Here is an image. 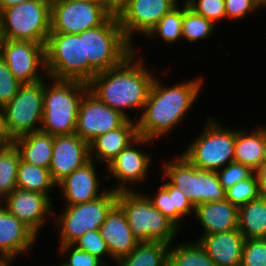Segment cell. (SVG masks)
I'll return each instance as SVG.
<instances>
[{
    "label": "cell",
    "instance_id": "1",
    "mask_svg": "<svg viewBox=\"0 0 266 266\" xmlns=\"http://www.w3.org/2000/svg\"><path fill=\"white\" fill-rule=\"evenodd\" d=\"M196 77L172 86L163 85L160 77L154 78L142 113L135 119L140 137L161 140L185 119L204 85V80Z\"/></svg>",
    "mask_w": 266,
    "mask_h": 266
},
{
    "label": "cell",
    "instance_id": "2",
    "mask_svg": "<svg viewBox=\"0 0 266 266\" xmlns=\"http://www.w3.org/2000/svg\"><path fill=\"white\" fill-rule=\"evenodd\" d=\"M137 54L134 48L121 64L97 73L88 83V90L99 100L132 120L126 111L139 109L142 112L156 77L143 64L141 56L136 59Z\"/></svg>",
    "mask_w": 266,
    "mask_h": 266
},
{
    "label": "cell",
    "instance_id": "3",
    "mask_svg": "<svg viewBox=\"0 0 266 266\" xmlns=\"http://www.w3.org/2000/svg\"><path fill=\"white\" fill-rule=\"evenodd\" d=\"M50 80L51 84L46 80ZM88 84L74 80L44 79L43 119L40 130L52 136L75 133L79 105Z\"/></svg>",
    "mask_w": 266,
    "mask_h": 266
},
{
    "label": "cell",
    "instance_id": "4",
    "mask_svg": "<svg viewBox=\"0 0 266 266\" xmlns=\"http://www.w3.org/2000/svg\"><path fill=\"white\" fill-rule=\"evenodd\" d=\"M80 37L84 60L89 62V82L97 73L121 64L135 48L126 39L116 14L102 25L83 31Z\"/></svg>",
    "mask_w": 266,
    "mask_h": 266
},
{
    "label": "cell",
    "instance_id": "5",
    "mask_svg": "<svg viewBox=\"0 0 266 266\" xmlns=\"http://www.w3.org/2000/svg\"><path fill=\"white\" fill-rule=\"evenodd\" d=\"M144 193L136 190L117 192V204L125 213L133 235L140 242L172 244L179 228L155 208Z\"/></svg>",
    "mask_w": 266,
    "mask_h": 266
},
{
    "label": "cell",
    "instance_id": "6",
    "mask_svg": "<svg viewBox=\"0 0 266 266\" xmlns=\"http://www.w3.org/2000/svg\"><path fill=\"white\" fill-rule=\"evenodd\" d=\"M51 31V0H30L0 12V39L46 45Z\"/></svg>",
    "mask_w": 266,
    "mask_h": 266
},
{
    "label": "cell",
    "instance_id": "7",
    "mask_svg": "<svg viewBox=\"0 0 266 266\" xmlns=\"http://www.w3.org/2000/svg\"><path fill=\"white\" fill-rule=\"evenodd\" d=\"M207 120L202 132L180 154L198 169L217 172L234 162L235 129L211 116Z\"/></svg>",
    "mask_w": 266,
    "mask_h": 266
},
{
    "label": "cell",
    "instance_id": "8",
    "mask_svg": "<svg viewBox=\"0 0 266 266\" xmlns=\"http://www.w3.org/2000/svg\"><path fill=\"white\" fill-rule=\"evenodd\" d=\"M173 158L165 160L162 179L169 180L183 191L194 207L202 203L225 200V190L216 171L198 169L182 154Z\"/></svg>",
    "mask_w": 266,
    "mask_h": 266
},
{
    "label": "cell",
    "instance_id": "9",
    "mask_svg": "<svg viewBox=\"0 0 266 266\" xmlns=\"http://www.w3.org/2000/svg\"><path fill=\"white\" fill-rule=\"evenodd\" d=\"M45 56L48 77L89 83V62L84 60L80 34L50 33Z\"/></svg>",
    "mask_w": 266,
    "mask_h": 266
},
{
    "label": "cell",
    "instance_id": "10",
    "mask_svg": "<svg viewBox=\"0 0 266 266\" xmlns=\"http://www.w3.org/2000/svg\"><path fill=\"white\" fill-rule=\"evenodd\" d=\"M116 203L117 192L109 188L104 195L93 201L65 206L62 214L54 218L60 235L58 245L72 244L88 231L99 230Z\"/></svg>",
    "mask_w": 266,
    "mask_h": 266
},
{
    "label": "cell",
    "instance_id": "11",
    "mask_svg": "<svg viewBox=\"0 0 266 266\" xmlns=\"http://www.w3.org/2000/svg\"><path fill=\"white\" fill-rule=\"evenodd\" d=\"M43 92L44 80L22 84L13 99L3 107L6 127L12 141L40 131Z\"/></svg>",
    "mask_w": 266,
    "mask_h": 266
},
{
    "label": "cell",
    "instance_id": "12",
    "mask_svg": "<svg viewBox=\"0 0 266 266\" xmlns=\"http://www.w3.org/2000/svg\"><path fill=\"white\" fill-rule=\"evenodd\" d=\"M112 14L99 1L51 0L50 33L80 34L102 25Z\"/></svg>",
    "mask_w": 266,
    "mask_h": 266
},
{
    "label": "cell",
    "instance_id": "13",
    "mask_svg": "<svg viewBox=\"0 0 266 266\" xmlns=\"http://www.w3.org/2000/svg\"><path fill=\"white\" fill-rule=\"evenodd\" d=\"M0 56L7 63L13 76L22 84L35 83L48 77L45 45L43 44L32 41L0 39ZM39 69L41 72L43 70L44 74H41Z\"/></svg>",
    "mask_w": 266,
    "mask_h": 266
},
{
    "label": "cell",
    "instance_id": "14",
    "mask_svg": "<svg viewBox=\"0 0 266 266\" xmlns=\"http://www.w3.org/2000/svg\"><path fill=\"white\" fill-rule=\"evenodd\" d=\"M154 140L147 139L144 137H138L134 142H132L128 147L123 149L107 166L108 172L103 178V181L114 177L117 181V185L112 188L115 192L122 191H133L131 185L134 183L141 184V182L146 180L149 172L150 164L152 163L151 155L139 149L140 145H149ZM136 146V147H135ZM130 185V187H128Z\"/></svg>",
    "mask_w": 266,
    "mask_h": 266
},
{
    "label": "cell",
    "instance_id": "15",
    "mask_svg": "<svg viewBox=\"0 0 266 266\" xmlns=\"http://www.w3.org/2000/svg\"><path fill=\"white\" fill-rule=\"evenodd\" d=\"M128 118L87 90L82 96L75 134L90 143L97 136L121 127Z\"/></svg>",
    "mask_w": 266,
    "mask_h": 266
},
{
    "label": "cell",
    "instance_id": "16",
    "mask_svg": "<svg viewBox=\"0 0 266 266\" xmlns=\"http://www.w3.org/2000/svg\"><path fill=\"white\" fill-rule=\"evenodd\" d=\"M177 1L127 0L116 14L126 39L133 45L134 34L146 36L165 14L179 4Z\"/></svg>",
    "mask_w": 266,
    "mask_h": 266
},
{
    "label": "cell",
    "instance_id": "17",
    "mask_svg": "<svg viewBox=\"0 0 266 266\" xmlns=\"http://www.w3.org/2000/svg\"><path fill=\"white\" fill-rule=\"evenodd\" d=\"M50 198L46 194L16 188L4 198L3 206L38 236L47 222L46 218L56 216Z\"/></svg>",
    "mask_w": 266,
    "mask_h": 266
},
{
    "label": "cell",
    "instance_id": "18",
    "mask_svg": "<svg viewBox=\"0 0 266 266\" xmlns=\"http://www.w3.org/2000/svg\"><path fill=\"white\" fill-rule=\"evenodd\" d=\"M89 161V143L78 135L74 133L53 136V153L49 170L56 184Z\"/></svg>",
    "mask_w": 266,
    "mask_h": 266
},
{
    "label": "cell",
    "instance_id": "19",
    "mask_svg": "<svg viewBox=\"0 0 266 266\" xmlns=\"http://www.w3.org/2000/svg\"><path fill=\"white\" fill-rule=\"evenodd\" d=\"M36 239L37 235L30 228L4 206L0 207V266H8L18 255L29 253Z\"/></svg>",
    "mask_w": 266,
    "mask_h": 266
},
{
    "label": "cell",
    "instance_id": "20",
    "mask_svg": "<svg viewBox=\"0 0 266 266\" xmlns=\"http://www.w3.org/2000/svg\"><path fill=\"white\" fill-rule=\"evenodd\" d=\"M95 164L90 160L56 184L61 189L66 206L93 201L108 191L104 186V190H100L103 182L97 177L99 172H96Z\"/></svg>",
    "mask_w": 266,
    "mask_h": 266
},
{
    "label": "cell",
    "instance_id": "21",
    "mask_svg": "<svg viewBox=\"0 0 266 266\" xmlns=\"http://www.w3.org/2000/svg\"><path fill=\"white\" fill-rule=\"evenodd\" d=\"M99 232L115 263L128 255L140 242L133 235L126 215L117 203L106 215L105 221L99 227Z\"/></svg>",
    "mask_w": 266,
    "mask_h": 266
},
{
    "label": "cell",
    "instance_id": "22",
    "mask_svg": "<svg viewBox=\"0 0 266 266\" xmlns=\"http://www.w3.org/2000/svg\"><path fill=\"white\" fill-rule=\"evenodd\" d=\"M216 266H241L245 238L239 229L201 235L195 239Z\"/></svg>",
    "mask_w": 266,
    "mask_h": 266
},
{
    "label": "cell",
    "instance_id": "23",
    "mask_svg": "<svg viewBox=\"0 0 266 266\" xmlns=\"http://www.w3.org/2000/svg\"><path fill=\"white\" fill-rule=\"evenodd\" d=\"M139 137L136 120L128 119L121 127L97 136L89 143L90 160L105 167Z\"/></svg>",
    "mask_w": 266,
    "mask_h": 266
},
{
    "label": "cell",
    "instance_id": "24",
    "mask_svg": "<svg viewBox=\"0 0 266 266\" xmlns=\"http://www.w3.org/2000/svg\"><path fill=\"white\" fill-rule=\"evenodd\" d=\"M197 221L203 227L202 235L228 232L238 229L239 207L233 205L228 200L217 202H207L195 207Z\"/></svg>",
    "mask_w": 266,
    "mask_h": 266
},
{
    "label": "cell",
    "instance_id": "25",
    "mask_svg": "<svg viewBox=\"0 0 266 266\" xmlns=\"http://www.w3.org/2000/svg\"><path fill=\"white\" fill-rule=\"evenodd\" d=\"M251 130L235 129L234 162L256 171L264 162L265 127L257 125Z\"/></svg>",
    "mask_w": 266,
    "mask_h": 266
},
{
    "label": "cell",
    "instance_id": "26",
    "mask_svg": "<svg viewBox=\"0 0 266 266\" xmlns=\"http://www.w3.org/2000/svg\"><path fill=\"white\" fill-rule=\"evenodd\" d=\"M13 144L22 161L49 169L53 153L52 135L40 130L15 139Z\"/></svg>",
    "mask_w": 266,
    "mask_h": 266
},
{
    "label": "cell",
    "instance_id": "27",
    "mask_svg": "<svg viewBox=\"0 0 266 266\" xmlns=\"http://www.w3.org/2000/svg\"><path fill=\"white\" fill-rule=\"evenodd\" d=\"M238 229L245 239L266 238V196L239 207Z\"/></svg>",
    "mask_w": 266,
    "mask_h": 266
},
{
    "label": "cell",
    "instance_id": "28",
    "mask_svg": "<svg viewBox=\"0 0 266 266\" xmlns=\"http://www.w3.org/2000/svg\"><path fill=\"white\" fill-rule=\"evenodd\" d=\"M160 241H142L126 256L116 262V266H168L169 246Z\"/></svg>",
    "mask_w": 266,
    "mask_h": 266
},
{
    "label": "cell",
    "instance_id": "29",
    "mask_svg": "<svg viewBox=\"0 0 266 266\" xmlns=\"http://www.w3.org/2000/svg\"><path fill=\"white\" fill-rule=\"evenodd\" d=\"M17 188L49 196L51 189L56 188V183L52 180L49 169L35 166L20 159L17 171Z\"/></svg>",
    "mask_w": 266,
    "mask_h": 266
},
{
    "label": "cell",
    "instance_id": "30",
    "mask_svg": "<svg viewBox=\"0 0 266 266\" xmlns=\"http://www.w3.org/2000/svg\"><path fill=\"white\" fill-rule=\"evenodd\" d=\"M168 266H216L198 241L169 246Z\"/></svg>",
    "mask_w": 266,
    "mask_h": 266
},
{
    "label": "cell",
    "instance_id": "31",
    "mask_svg": "<svg viewBox=\"0 0 266 266\" xmlns=\"http://www.w3.org/2000/svg\"><path fill=\"white\" fill-rule=\"evenodd\" d=\"M20 153L11 143L0 145V195L5 198L17 188Z\"/></svg>",
    "mask_w": 266,
    "mask_h": 266
},
{
    "label": "cell",
    "instance_id": "32",
    "mask_svg": "<svg viewBox=\"0 0 266 266\" xmlns=\"http://www.w3.org/2000/svg\"><path fill=\"white\" fill-rule=\"evenodd\" d=\"M183 4H178L170 12L165 14L161 20L149 31L146 38H161L167 45L177 44L182 38Z\"/></svg>",
    "mask_w": 266,
    "mask_h": 266
},
{
    "label": "cell",
    "instance_id": "33",
    "mask_svg": "<svg viewBox=\"0 0 266 266\" xmlns=\"http://www.w3.org/2000/svg\"><path fill=\"white\" fill-rule=\"evenodd\" d=\"M183 3L182 38L190 43L210 38L216 26L211 20L206 19L192 10L185 1ZM212 34V35H211Z\"/></svg>",
    "mask_w": 266,
    "mask_h": 266
},
{
    "label": "cell",
    "instance_id": "34",
    "mask_svg": "<svg viewBox=\"0 0 266 266\" xmlns=\"http://www.w3.org/2000/svg\"><path fill=\"white\" fill-rule=\"evenodd\" d=\"M261 195L262 193L256 174L249 179L239 181L231 188L225 190V199L237 207L258 199Z\"/></svg>",
    "mask_w": 266,
    "mask_h": 266
},
{
    "label": "cell",
    "instance_id": "35",
    "mask_svg": "<svg viewBox=\"0 0 266 266\" xmlns=\"http://www.w3.org/2000/svg\"><path fill=\"white\" fill-rule=\"evenodd\" d=\"M76 248L84 250L85 252L90 253L96 257H99L101 260L105 261L108 257L111 258L110 252L108 250L107 244L103 237L100 235L99 230H91L82 235L76 241L72 243Z\"/></svg>",
    "mask_w": 266,
    "mask_h": 266
},
{
    "label": "cell",
    "instance_id": "36",
    "mask_svg": "<svg viewBox=\"0 0 266 266\" xmlns=\"http://www.w3.org/2000/svg\"><path fill=\"white\" fill-rule=\"evenodd\" d=\"M241 266H266V238L245 239Z\"/></svg>",
    "mask_w": 266,
    "mask_h": 266
},
{
    "label": "cell",
    "instance_id": "37",
    "mask_svg": "<svg viewBox=\"0 0 266 266\" xmlns=\"http://www.w3.org/2000/svg\"><path fill=\"white\" fill-rule=\"evenodd\" d=\"M187 5L196 13L216 22L226 19L225 0H187Z\"/></svg>",
    "mask_w": 266,
    "mask_h": 266
},
{
    "label": "cell",
    "instance_id": "38",
    "mask_svg": "<svg viewBox=\"0 0 266 266\" xmlns=\"http://www.w3.org/2000/svg\"><path fill=\"white\" fill-rule=\"evenodd\" d=\"M156 193L157 194L154 195V197L153 195L150 196L148 194H146V196L155 208H157L181 230L184 218L176 212L173 206L172 196L169 191L163 185H160L159 190H157Z\"/></svg>",
    "mask_w": 266,
    "mask_h": 266
},
{
    "label": "cell",
    "instance_id": "39",
    "mask_svg": "<svg viewBox=\"0 0 266 266\" xmlns=\"http://www.w3.org/2000/svg\"><path fill=\"white\" fill-rule=\"evenodd\" d=\"M22 83L10 71L5 60L0 56V107L6 106L19 91Z\"/></svg>",
    "mask_w": 266,
    "mask_h": 266
},
{
    "label": "cell",
    "instance_id": "40",
    "mask_svg": "<svg viewBox=\"0 0 266 266\" xmlns=\"http://www.w3.org/2000/svg\"><path fill=\"white\" fill-rule=\"evenodd\" d=\"M217 174L223 189L227 190L239 181L252 177L255 171L243 164L232 162L219 169Z\"/></svg>",
    "mask_w": 266,
    "mask_h": 266
},
{
    "label": "cell",
    "instance_id": "41",
    "mask_svg": "<svg viewBox=\"0 0 266 266\" xmlns=\"http://www.w3.org/2000/svg\"><path fill=\"white\" fill-rule=\"evenodd\" d=\"M58 250L60 253L69 256V259L67 258V261H64L67 266H108L99 257L78 249L72 244L59 245Z\"/></svg>",
    "mask_w": 266,
    "mask_h": 266
},
{
    "label": "cell",
    "instance_id": "42",
    "mask_svg": "<svg viewBox=\"0 0 266 266\" xmlns=\"http://www.w3.org/2000/svg\"><path fill=\"white\" fill-rule=\"evenodd\" d=\"M263 6L257 0H225L227 20H243L248 14L258 11Z\"/></svg>",
    "mask_w": 266,
    "mask_h": 266
},
{
    "label": "cell",
    "instance_id": "43",
    "mask_svg": "<svg viewBox=\"0 0 266 266\" xmlns=\"http://www.w3.org/2000/svg\"><path fill=\"white\" fill-rule=\"evenodd\" d=\"M162 185L169 191L172 196L173 206L176 212L184 219L186 216L193 215L195 212V207L190 203L188 198L183 194V191H180L177 186L173 185L169 180L163 181Z\"/></svg>",
    "mask_w": 266,
    "mask_h": 266
},
{
    "label": "cell",
    "instance_id": "44",
    "mask_svg": "<svg viewBox=\"0 0 266 266\" xmlns=\"http://www.w3.org/2000/svg\"><path fill=\"white\" fill-rule=\"evenodd\" d=\"M13 141L8 133L3 107H0V145L11 144Z\"/></svg>",
    "mask_w": 266,
    "mask_h": 266
},
{
    "label": "cell",
    "instance_id": "45",
    "mask_svg": "<svg viewBox=\"0 0 266 266\" xmlns=\"http://www.w3.org/2000/svg\"><path fill=\"white\" fill-rule=\"evenodd\" d=\"M262 195L266 196V162H263L255 171Z\"/></svg>",
    "mask_w": 266,
    "mask_h": 266
},
{
    "label": "cell",
    "instance_id": "46",
    "mask_svg": "<svg viewBox=\"0 0 266 266\" xmlns=\"http://www.w3.org/2000/svg\"><path fill=\"white\" fill-rule=\"evenodd\" d=\"M111 13L117 14V12L125 5L127 0H99Z\"/></svg>",
    "mask_w": 266,
    "mask_h": 266
},
{
    "label": "cell",
    "instance_id": "47",
    "mask_svg": "<svg viewBox=\"0 0 266 266\" xmlns=\"http://www.w3.org/2000/svg\"><path fill=\"white\" fill-rule=\"evenodd\" d=\"M30 0H0V12L5 8H9Z\"/></svg>",
    "mask_w": 266,
    "mask_h": 266
},
{
    "label": "cell",
    "instance_id": "48",
    "mask_svg": "<svg viewBox=\"0 0 266 266\" xmlns=\"http://www.w3.org/2000/svg\"><path fill=\"white\" fill-rule=\"evenodd\" d=\"M264 162H266V126H265V147H264Z\"/></svg>",
    "mask_w": 266,
    "mask_h": 266
},
{
    "label": "cell",
    "instance_id": "49",
    "mask_svg": "<svg viewBox=\"0 0 266 266\" xmlns=\"http://www.w3.org/2000/svg\"><path fill=\"white\" fill-rule=\"evenodd\" d=\"M263 7H266V0H257Z\"/></svg>",
    "mask_w": 266,
    "mask_h": 266
},
{
    "label": "cell",
    "instance_id": "50",
    "mask_svg": "<svg viewBox=\"0 0 266 266\" xmlns=\"http://www.w3.org/2000/svg\"><path fill=\"white\" fill-rule=\"evenodd\" d=\"M4 198L0 195V207L3 206Z\"/></svg>",
    "mask_w": 266,
    "mask_h": 266
},
{
    "label": "cell",
    "instance_id": "51",
    "mask_svg": "<svg viewBox=\"0 0 266 266\" xmlns=\"http://www.w3.org/2000/svg\"><path fill=\"white\" fill-rule=\"evenodd\" d=\"M54 266V265H53ZM56 266H67L65 263L61 262V264L56 265Z\"/></svg>",
    "mask_w": 266,
    "mask_h": 266
},
{
    "label": "cell",
    "instance_id": "52",
    "mask_svg": "<svg viewBox=\"0 0 266 266\" xmlns=\"http://www.w3.org/2000/svg\"><path fill=\"white\" fill-rule=\"evenodd\" d=\"M77 1H99V0H77Z\"/></svg>",
    "mask_w": 266,
    "mask_h": 266
}]
</instances>
